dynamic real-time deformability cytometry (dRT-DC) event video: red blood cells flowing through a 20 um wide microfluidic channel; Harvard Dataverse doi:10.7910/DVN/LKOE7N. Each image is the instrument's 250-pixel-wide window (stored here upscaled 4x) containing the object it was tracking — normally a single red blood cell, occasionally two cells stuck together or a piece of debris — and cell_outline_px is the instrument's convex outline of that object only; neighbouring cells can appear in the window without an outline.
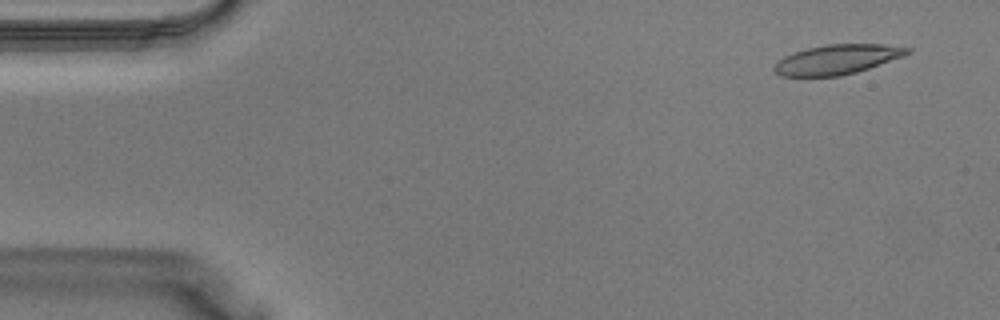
{"species": "Egyptian fruit bat (a non-hibernating species)", "species_latin": "Rousettus aegyptiacus", "temperature_condition": "warm", "stored_images_in_passage": 38, "camera_frame_rate_fps": 3000, "um_per_image_px": 0.085, "animal": {"sex": "male"}, "frame": {"image": 1, "passage_image": 3, "time_ms": 0.667, "image_size_px": [1000, 320], "cell_outline_px": [[912, 52], [904, 56], [856, 72], [840, 76], [780, 76], [772, 68], [776, 60], [784, 56], [808, 48], [828, 44], [884, 44], [912, 48]], "centroid_in_image_um": [71.16, 5.05], "position_along_channel_um": 13.8, "area_um2": 23.0}}
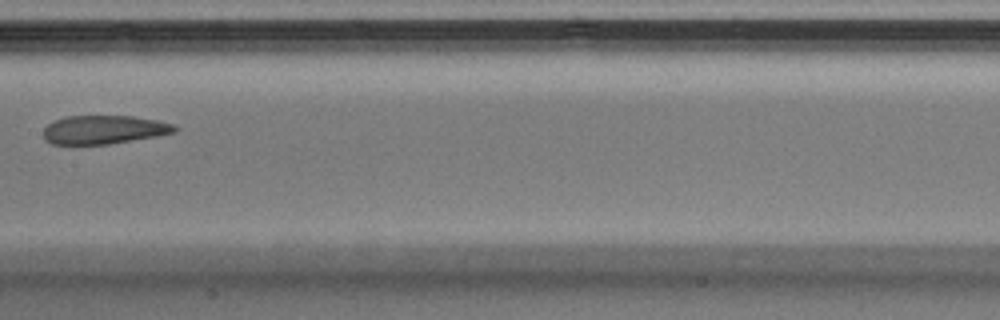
{"frame": {"image": 2, "passage_image": 20, "time_ms": 6.333, "image_size_px": [1000, 320], "cell_outline_px": [[176, 132], [156, 136], [108, 144], [52, 144], [44, 140], [44, 128], [52, 120], [64, 116], [132, 116], [156, 120], [172, 124], [176, 128]], "centroid_in_image_um": [8.77, 11.02], "position_along_channel_um": 198.6, "area_um2": 21.79}}
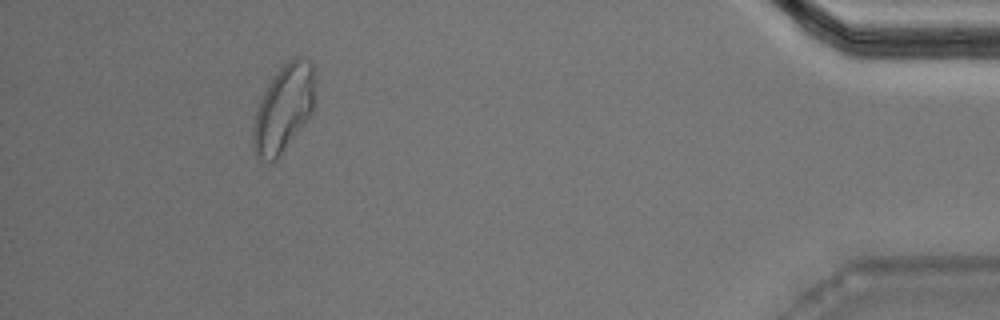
{"frame": {"image": 3, "passage_image": 36, "time_ms": 11.667, "image_size_px": [1000, 320], "cell_outline_px": [[316, 100], [312, 112], [280, 156], [272, 164], [256, 156], [252, 148], [252, 128], [256, 112], [260, 100], [272, 76], [292, 56], [300, 56], [308, 60], [312, 64]], "centroid_in_image_um": [24.1, 9.22], "position_along_channel_um": 411.1, "area_um2": 31.73}}